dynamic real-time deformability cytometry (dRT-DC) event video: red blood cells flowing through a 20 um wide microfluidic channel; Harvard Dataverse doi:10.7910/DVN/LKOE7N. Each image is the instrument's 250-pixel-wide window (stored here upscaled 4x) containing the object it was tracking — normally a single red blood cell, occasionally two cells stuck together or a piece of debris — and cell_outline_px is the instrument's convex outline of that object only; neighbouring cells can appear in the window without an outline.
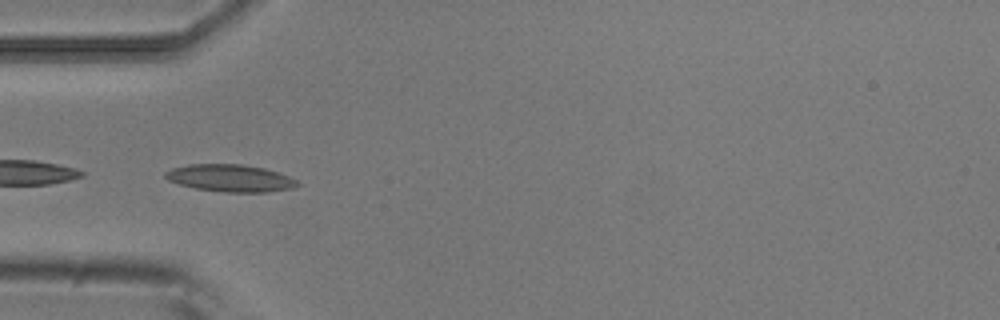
{"species": "common noctule bat (a hibernating species)", "species_latin": "Nyctalus noctula", "temperature_condition": "room temperature", "stored_images_in_passage": 9, "camera_frame_rate_fps": 3000, "um_per_image_px": 0.085, "animal": {"sex": "male", "body_mass_g": 20.5, "forearm_length_mm": 52.5}, "frame": {"image": 1, "passage_image": 4, "time_ms": 1.0, "image_size_px": [1000, 320], "cell_outline_px": [[300, 184], [292, 188], [268, 192], [224, 192], [196, 188], [180, 184], [168, 180], [164, 176], [164, 172], [172, 168], [188, 164], [240, 164], [264, 168], [288, 176], [296, 180]], "centroid_in_image_um": [19.55, 15.14], "position_along_channel_um": 65.4, "area_um2": 20.81}}
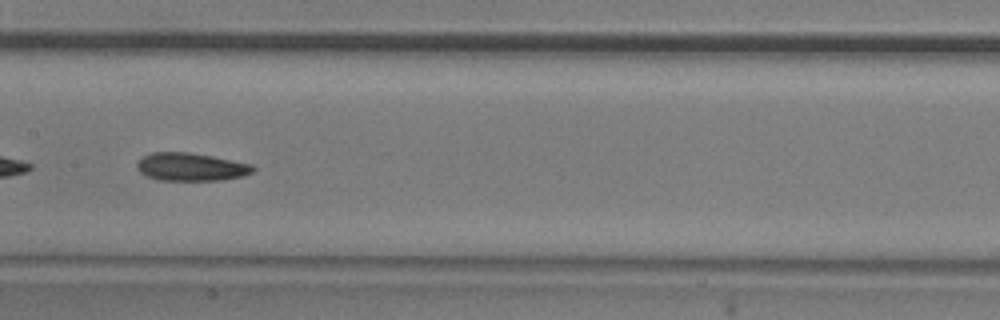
{"frame": {"image": 2, "passage_image": 7, "time_ms": 2.0, "image_size_px": [1000, 320], "cell_outline_px": [[256, 168], [252, 172], [244, 176], [224, 180], [160, 180], [144, 176], [136, 168], [136, 164], [144, 156], [152, 152], [188, 152], [212, 156], [252, 164]], "centroid_in_image_um": [16.23, 14.19], "position_along_channel_um": 191.2, "area_um2": 19.02}}
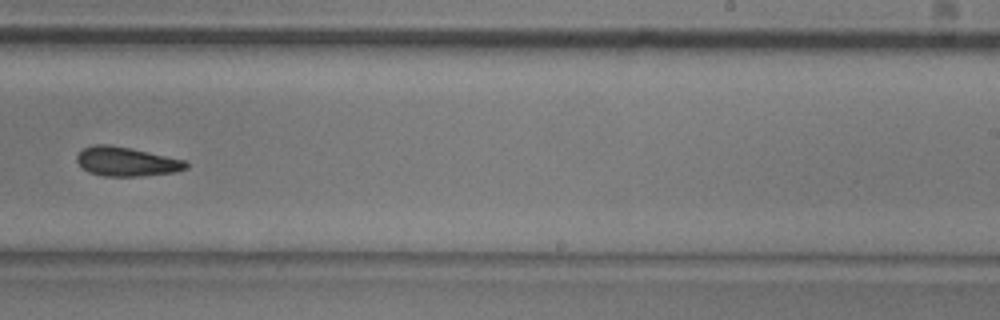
{"frame": {"image": 3, "passage_image": 9, "time_ms": 2.667, "image_size_px": [1000, 320], "cell_outline_px": [[188, 168], [176, 172], [140, 176], [104, 176], [88, 172], [76, 160], [76, 156], [84, 148], [92, 144], [108, 144], [148, 152], [184, 160], [188, 164]], "centroid_in_image_um": [10.74, 13.74], "position_along_channel_um": 278.3, "area_um2": 18.38}}